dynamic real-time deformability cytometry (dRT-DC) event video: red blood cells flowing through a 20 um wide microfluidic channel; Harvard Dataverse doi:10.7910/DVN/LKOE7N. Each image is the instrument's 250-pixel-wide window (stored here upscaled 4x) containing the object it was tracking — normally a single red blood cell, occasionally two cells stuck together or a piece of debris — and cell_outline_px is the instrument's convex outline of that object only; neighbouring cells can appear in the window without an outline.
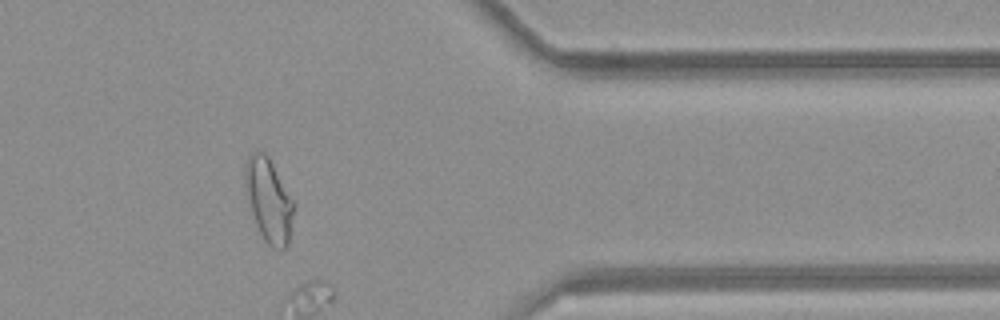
{"species": "common noctule bat (a hibernating species)", "species_latin": "Nyctalus noctula", "temperature_condition": "room temperature", "stored_images_in_passage": 42, "segment_of_instrument_passage": [1, 2], "camera_frame_rate_fps": 3000, "um_per_image_px": 0.085, "animal": {"sex": "female", "body_mass_g": 21.9}, "frame": {"image": 1, "passage_image": 32, "time_ms": 10.333, "image_size_px": [1000, 320], "cell_outline_px": [[292, 212], [288, 244], [280, 252], [272, 248], [264, 240], [256, 224], [252, 212], [244, 184], [244, 164], [248, 156], [256, 148], [260, 148], [268, 156], [292, 200]], "centroid_in_image_um": [22.79, 16.97], "position_along_channel_um": 388.6, "area_um2": 23.29}}